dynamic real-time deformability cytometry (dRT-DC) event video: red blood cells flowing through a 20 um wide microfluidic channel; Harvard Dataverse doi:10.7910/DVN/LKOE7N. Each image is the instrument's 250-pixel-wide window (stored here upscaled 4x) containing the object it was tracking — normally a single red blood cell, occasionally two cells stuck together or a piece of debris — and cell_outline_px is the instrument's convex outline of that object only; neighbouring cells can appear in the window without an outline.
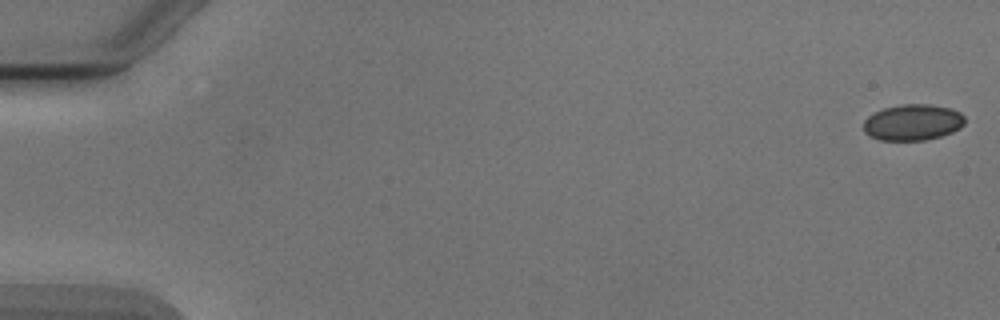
{"species": "Egyptian fruit bat (a non-hibernating species)", "species_latin": "Rousettus aegyptiacus", "temperature_condition": "cold", "stored_images_in_passage": 3, "camera_frame_rate_fps": 3000, "um_per_image_px": 0.085, "animal": {"sex": "male"}, "frame": {"image": 1, "passage_image": 1, "time_ms": 0.0, "image_size_px": [1000, 320], "cell_outline_px": [[964, 124], [960, 128], [952, 132], [940, 136], [924, 140], [880, 140], [868, 136], [864, 132], [864, 120], [868, 116], [884, 108], [900, 104], [928, 104], [952, 108], [960, 112], [964, 116]], "centroid_in_image_um": [77.58, 10.4], "position_along_channel_um": 7.4, "area_um2": 21.39}}